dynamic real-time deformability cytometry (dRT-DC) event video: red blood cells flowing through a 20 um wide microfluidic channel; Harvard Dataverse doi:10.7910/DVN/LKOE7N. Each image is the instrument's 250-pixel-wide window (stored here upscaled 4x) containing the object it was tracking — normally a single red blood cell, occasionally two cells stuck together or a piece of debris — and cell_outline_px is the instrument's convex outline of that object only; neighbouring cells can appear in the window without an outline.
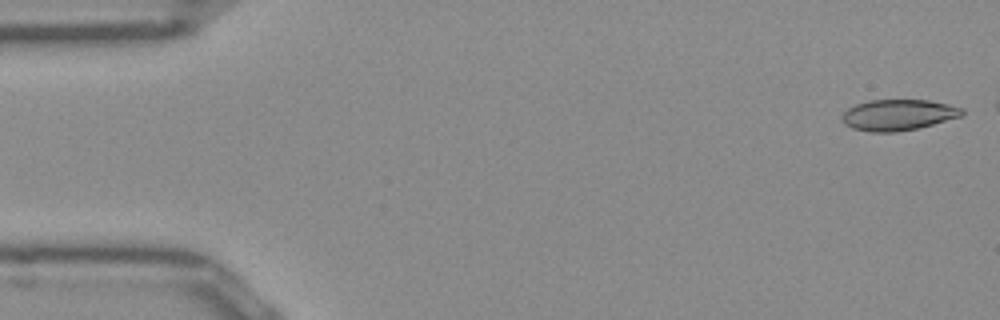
{"species": "Egyptian fruit bat (a non-hibernating species)", "species_latin": "Rousettus aegyptiacus", "temperature_condition": "room temperature", "stored_images_in_passage": 44, "camera_frame_rate_fps": 3000, "um_per_image_px": 0.085, "frame": {"image": 1, "passage_image": 1, "time_ms": 0.0, "image_size_px": [1000, 320], "cell_outline_px": [[964, 112], [960, 116], [932, 124], [916, 128], [896, 132], [868, 132], [852, 128], [844, 124], [840, 120], [840, 116], [848, 108], [856, 104], [868, 100], [928, 100], [948, 104], [964, 108]], "centroid_in_image_um": [76.29, 9.76], "position_along_channel_um": 8.7, "area_um2": 21.68}}
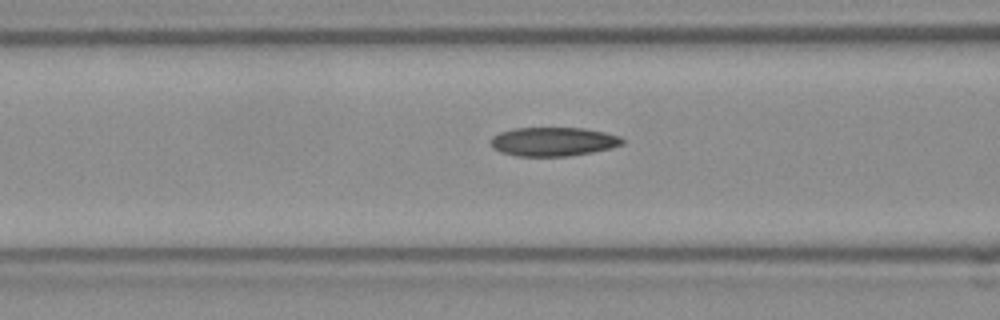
{"frame": {"image": 2, "passage_image": 19, "time_ms": 6.0, "image_size_px": [1000, 320], "cell_outline_px": [[624, 144], [612, 148], [592, 152], [568, 156], [516, 156], [500, 152], [492, 148], [492, 136], [500, 132], [512, 128], [584, 128], [604, 132], [620, 136], [624, 140]], "centroid_in_image_um": [47.03, 12.04], "position_along_channel_um": 119.6, "area_um2": 22.25}}
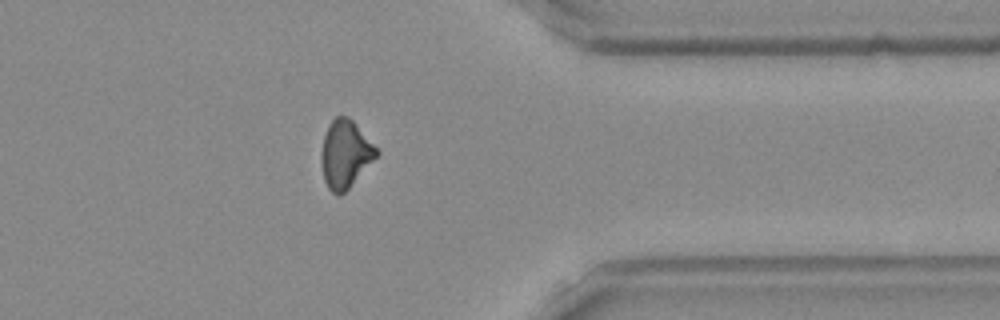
{"frame": {"image": 3, "passage_image": 40, "time_ms": 13.0, "image_size_px": [1000, 320], "cell_outline_px": [[380, 152], [348, 188], [344, 192], [336, 196], [328, 188], [324, 180], [320, 160], [320, 152], [324, 136], [328, 124], [336, 116], [348, 116], [352, 120]], "centroid_in_image_um": [29.3, 13.09], "position_along_channel_um": 382.1, "area_um2": 21.5}, "authors_computed_cell_mechanics": {"area_um2": 21.8773, "velocity_mm_per_s": 3.9418, "shape_relaxation_time_tau1_ms": null, "shape_relaxation_time_tau2_ms": 5.5981, "deformation_change_tau1": null, "deformation_change_tau2": 0.128}}